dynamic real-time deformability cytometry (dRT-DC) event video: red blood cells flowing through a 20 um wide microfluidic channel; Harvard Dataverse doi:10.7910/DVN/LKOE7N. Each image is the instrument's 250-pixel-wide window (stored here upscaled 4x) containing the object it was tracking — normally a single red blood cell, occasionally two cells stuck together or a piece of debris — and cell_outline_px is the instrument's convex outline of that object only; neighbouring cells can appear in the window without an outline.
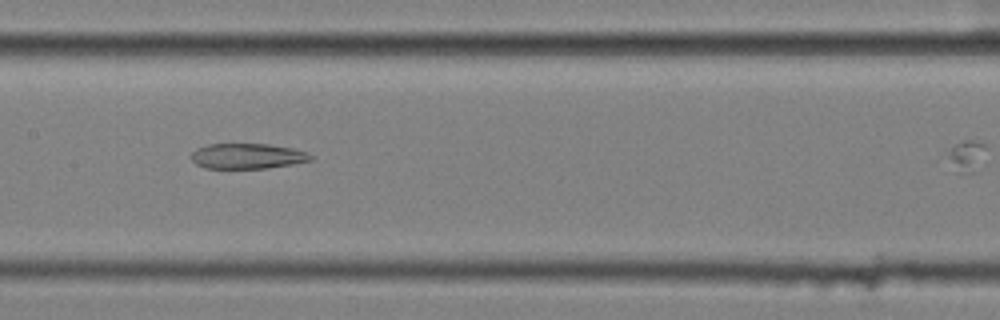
{"species": "common noctule bat (a hibernating species)", "species_latin": "Nyctalus noctula", "temperature_condition": "cold", "stored_images_in_passage": 8, "camera_frame_rate_fps": 3000, "um_per_image_px": 0.085, "animal": {"sex": "female", "body_mass_g": 25.1}, "frame": {"image": 1, "passage_image": 7, "time_ms": 2.0, "image_size_px": [1000, 320], "cell_outline_px": [[312, 160], [292, 164], [268, 168], [204, 168], [196, 164], [192, 160], [192, 152], [196, 148], [208, 144], [268, 144], [292, 148], [308, 152], [312, 156]], "centroid_in_image_um": [21.03, 13.27], "position_along_channel_um": 186.4, "area_um2": 17.63}}